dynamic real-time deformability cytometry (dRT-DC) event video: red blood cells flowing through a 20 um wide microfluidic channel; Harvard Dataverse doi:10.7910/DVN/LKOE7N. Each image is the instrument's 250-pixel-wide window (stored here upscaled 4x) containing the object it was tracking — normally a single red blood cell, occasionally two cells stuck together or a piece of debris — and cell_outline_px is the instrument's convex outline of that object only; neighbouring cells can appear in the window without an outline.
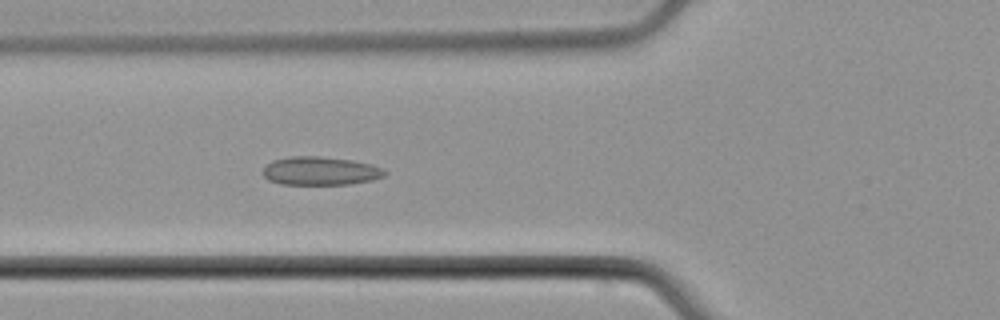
{"species": "common noctule bat (a hibernating species)", "species_latin": "Nyctalus noctula", "temperature_condition": "cold", "stored_images_in_passage": 4, "camera_frame_rate_fps": 3000, "um_per_image_px": 0.085, "animal": {"sex": "male", "body_mass_g": 21.5, "forearm_length_mm": 52.0}, "frame": {"image": 1, "passage_image": 4, "time_ms": 5.333, "image_size_px": [1000, 320], "cell_outline_px": [[388, 172], [384, 176], [372, 180], [352, 184], [280, 184], [268, 180], [260, 172], [272, 160], [292, 156], [320, 156], [352, 160], [372, 164], [384, 168]], "centroid_in_image_um": [27.24, 14.53], "position_along_channel_um": 98.6, "area_um2": 20.4}}